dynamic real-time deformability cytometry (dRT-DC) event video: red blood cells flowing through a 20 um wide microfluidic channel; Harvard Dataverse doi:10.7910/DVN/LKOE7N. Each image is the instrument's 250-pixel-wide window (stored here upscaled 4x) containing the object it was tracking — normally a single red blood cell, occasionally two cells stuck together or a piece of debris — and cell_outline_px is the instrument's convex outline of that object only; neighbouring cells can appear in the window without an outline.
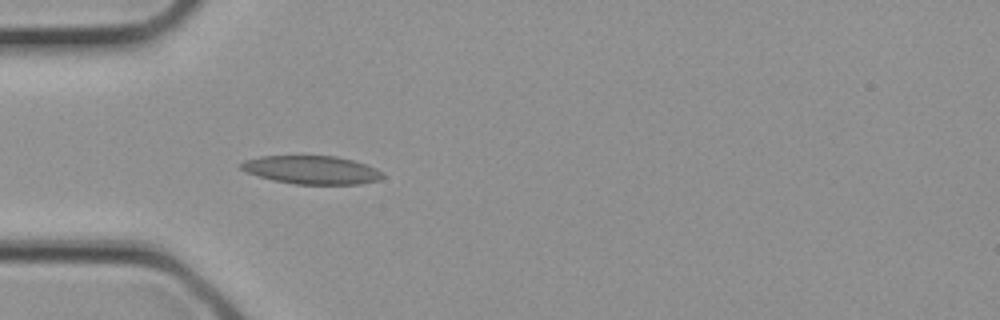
{"species": "common noctule bat (a hibernating species)", "species_latin": "Nyctalus noctula", "temperature_condition": "cold", "stored_images_in_passage": 2, "camera_frame_rate_fps": 3000, "um_per_image_px": 0.085, "animal": {"sex": "female", "body_mass_g": 21.9}, "frame": {"image": 1, "passage_image": 2, "time_ms": 0.333, "image_size_px": [1000, 320], "cell_outline_px": [[384, 176], [380, 180], [360, 184], [296, 184], [272, 180], [248, 172], [240, 168], [240, 164], [244, 160], [260, 156], [336, 156], [352, 160], [376, 168], [384, 172]], "centroid_in_image_um": [26.52, 14.44], "position_along_channel_um": 58.5, "area_um2": 23.29}}